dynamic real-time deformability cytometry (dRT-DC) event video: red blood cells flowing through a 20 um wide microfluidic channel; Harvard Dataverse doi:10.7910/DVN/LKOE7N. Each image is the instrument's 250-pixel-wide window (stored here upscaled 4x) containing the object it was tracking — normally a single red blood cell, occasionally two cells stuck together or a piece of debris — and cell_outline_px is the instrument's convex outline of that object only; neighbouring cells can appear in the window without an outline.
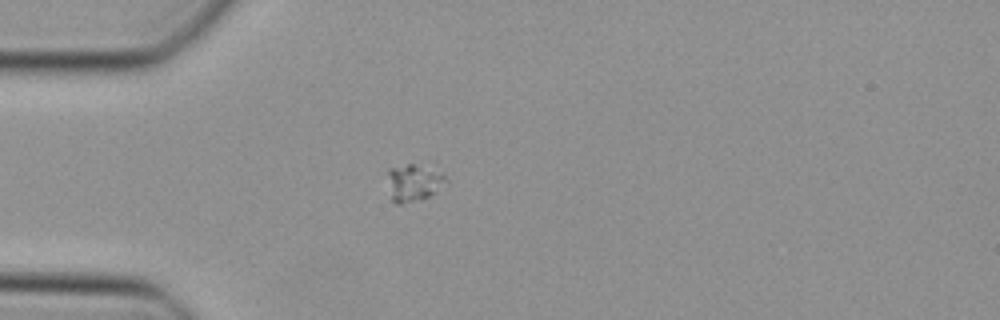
{"species": "Egyptian fruit bat (a non-hibernating species)", "species_latin": "Rousettus aegyptiacus", "temperature_condition": "cold", "stored_images_in_passage": 36, "camera_frame_rate_fps": 3000, "um_per_image_px": 0.085, "animal": {"sex": "female"}, "frame": {"image": 1, "passage_image": 1, "time_ms": 0.0, "image_size_px": [1000, 320], "cell_outline_px": [[448, 184], [436, 192], [428, 196], [400, 204], [396, 204], [392, 200], [388, 172], [388, 168], [408, 164], [412, 164], [444, 172], [448, 180]], "centroid_in_image_um": [35.23, 15.51], "position_along_channel_um": 49.8, "area_um2": 12.43}}
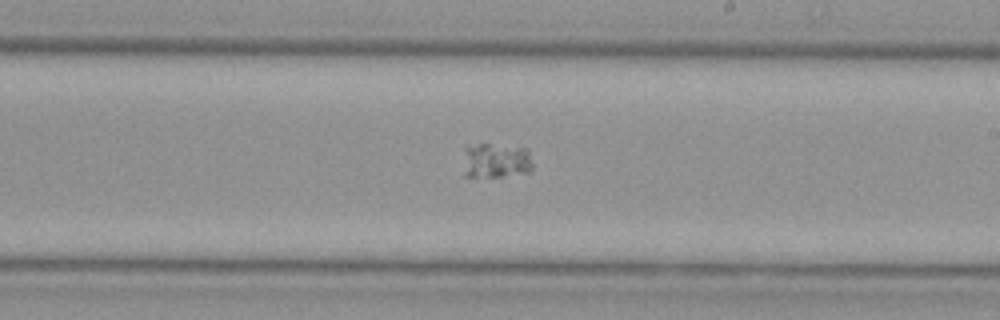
{"frame": {"image": 2, "passage_image": 16, "time_ms": 5.0, "image_size_px": [1000, 320], "cell_outline_px": [[532, 168], [528, 172], [500, 176], [464, 176], [464, 144], [488, 144], [528, 148], [532, 164]], "centroid_in_image_um": [42.12, 13.62], "position_along_channel_um": 246.9, "area_um2": 14.22}}
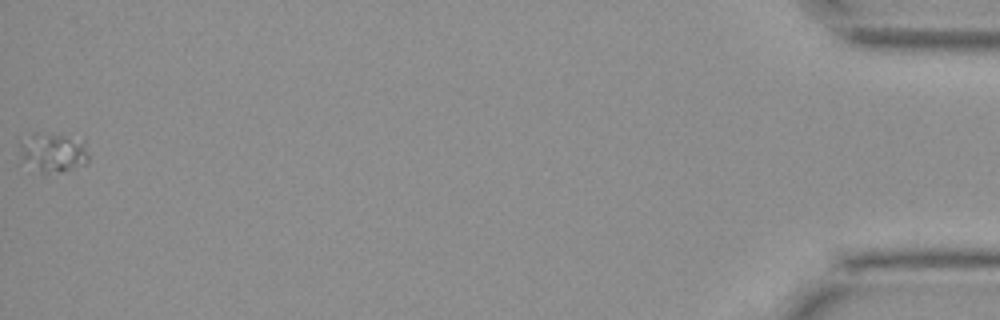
{"frame": {"image": 3, "passage_image": 36, "time_ms": 11.667, "image_size_px": [1000, 320], "cell_outline_px": [[88, 164], [68, 168], [44, 172], [40, 172], [24, 160], [20, 148], [20, 144], [36, 132], [84, 140], [88, 156]], "centroid_in_image_um": [4.56, 12.94], "position_along_channel_um": 430.6, "area_um2": 14.68}}